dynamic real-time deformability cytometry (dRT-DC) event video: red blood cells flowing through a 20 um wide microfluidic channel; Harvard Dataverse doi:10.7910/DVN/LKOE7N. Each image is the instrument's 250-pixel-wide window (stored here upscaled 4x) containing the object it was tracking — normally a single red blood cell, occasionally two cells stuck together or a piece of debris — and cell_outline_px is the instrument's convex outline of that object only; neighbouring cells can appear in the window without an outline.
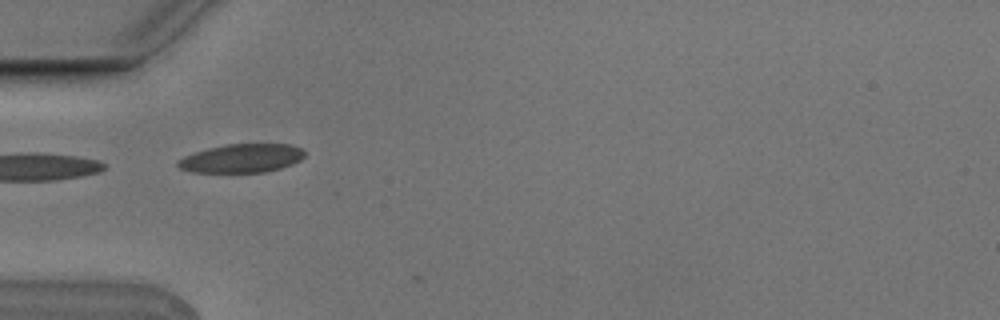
{"species": "Egyptian fruit bat (a non-hibernating species)", "species_latin": "Rousettus aegyptiacus", "temperature_condition": "cold", "stored_images_in_passage": 7, "camera_frame_rate_fps": 3000, "um_per_image_px": 0.085, "animal": {"sex": "male"}, "frame": {"image": 1, "passage_image": 2, "time_ms": 0.333, "image_size_px": [1000, 320], "cell_outline_px": [[304, 156], [300, 160], [292, 164], [280, 168], [264, 172], [192, 172], [180, 168], [176, 164], [176, 160], [184, 156], [208, 148], [224, 144], [288, 144], [304, 148]], "centroid_in_image_um": [20.54, 13.45], "position_along_channel_um": 64.5, "area_um2": 21.15}}
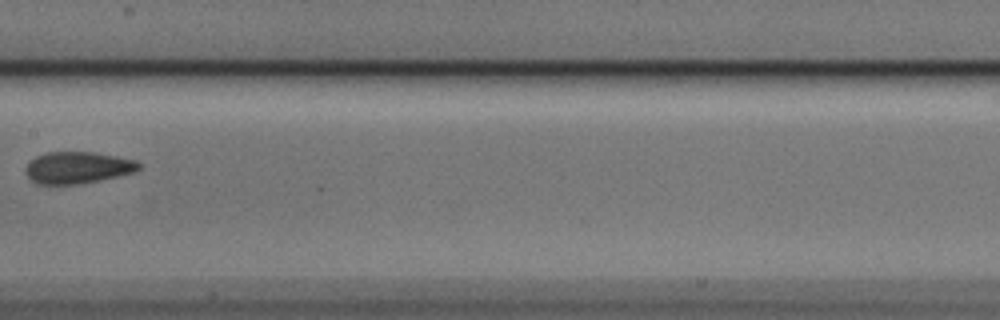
{"frame": {"image": 2, "passage_image": 5, "time_ms": 1.333, "image_size_px": [1000, 320], "cell_outline_px": [[140, 168], [136, 172], [80, 184], [36, 184], [28, 176], [24, 168], [28, 160], [36, 156], [48, 152], [92, 152], [116, 156], [136, 160], [140, 164]], "centroid_in_image_um": [6.58, 14.24], "position_along_channel_um": 200.8, "area_um2": 21.04}}
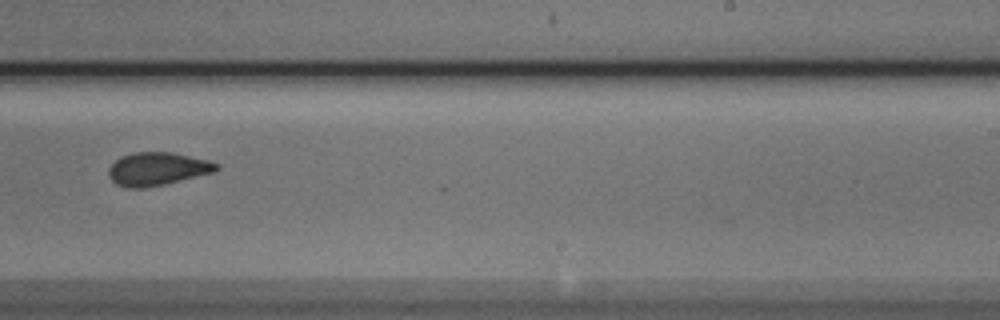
{"frame": {"image": 3, "passage_image": 7, "time_ms": 2.0, "image_size_px": [1000, 320], "cell_outline_px": [[220, 168], [216, 172], [164, 184], [144, 188], [128, 188], [116, 184], [108, 176], [108, 168], [120, 156], [132, 152], [172, 152], [208, 160], [220, 164]], "centroid_in_image_um": [13.38, 14.35], "position_along_channel_um": 275.6, "area_um2": 20.98}}